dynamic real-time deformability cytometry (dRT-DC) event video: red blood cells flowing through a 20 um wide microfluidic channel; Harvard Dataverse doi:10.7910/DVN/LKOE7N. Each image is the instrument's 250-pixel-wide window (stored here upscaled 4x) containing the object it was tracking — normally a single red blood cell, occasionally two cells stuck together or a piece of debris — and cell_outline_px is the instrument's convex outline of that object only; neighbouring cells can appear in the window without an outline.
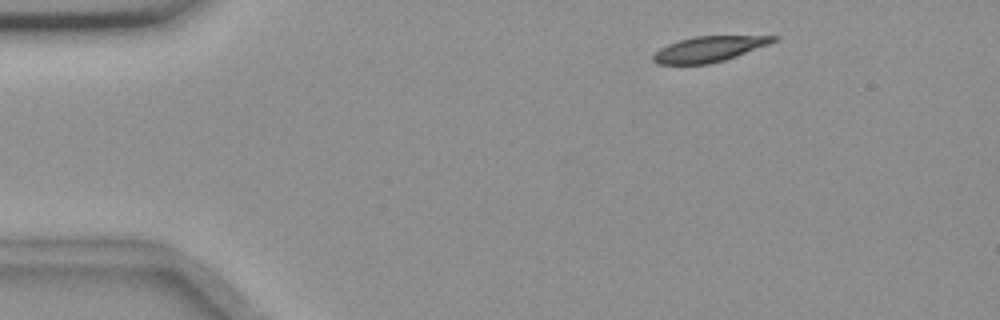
{"species": "common noctule bat (a hibernating species)", "species_latin": "Nyctalus noctula", "temperature_condition": "room temperature", "stored_images_in_passage": 51, "camera_frame_rate_fps": 3000, "um_per_image_px": 0.085, "animal": {"sex": "female", "body_mass_g": 18.4}, "frame": {"image": 1, "passage_image": 4, "time_ms": 1.0, "image_size_px": [1000, 320], "cell_outline_px": [[780, 36], [776, 40], [768, 44], [724, 60], [708, 64], [660, 64], [652, 60], [652, 56], [660, 48], [668, 44], [680, 40], [696, 36]], "centroid_in_image_um": [60.23, 4.17], "position_along_channel_um": 24.8, "area_um2": 17.46}}
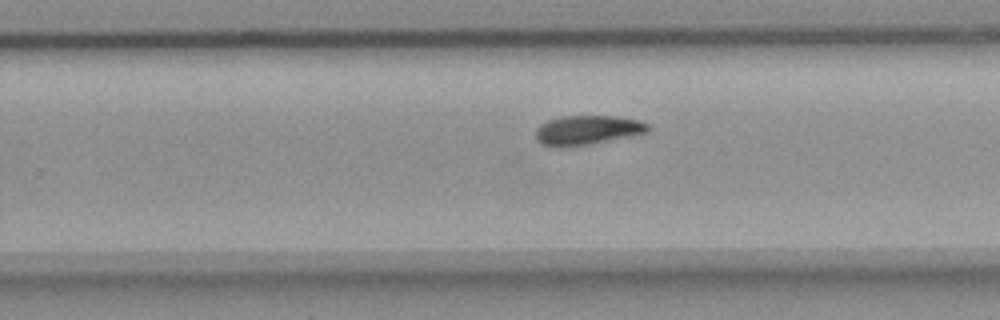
{"frame": {"image": 2, "passage_image": 31, "time_ms": 10.0, "image_size_px": [1000, 320], "cell_outline_px": [[652, 128], [648, 132], [632, 136], [592, 144], [564, 148], [556, 148], [540, 144], [536, 140], [536, 128], [540, 124], [548, 120], [560, 116], [616, 116], [640, 120], [648, 124]], "centroid_in_image_um": [49.91, 11.07], "position_along_channel_um": 279.9, "area_um2": 19.77}}
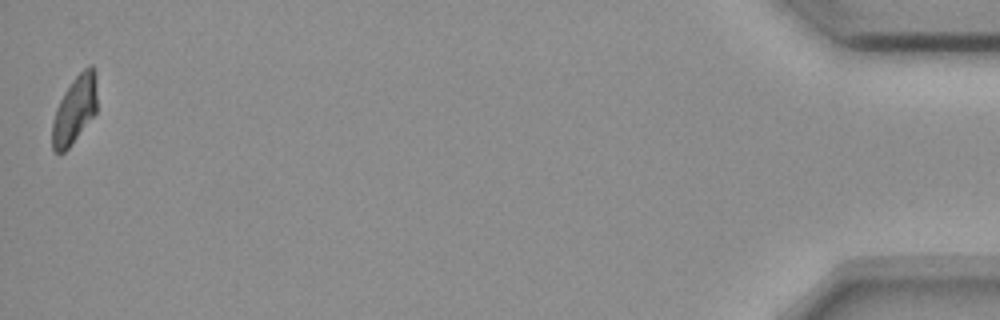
{"frame": {"image": 3, "passage_image": 51, "time_ms": 16.667, "image_size_px": [1000, 320], "cell_outline_px": [[96, 112], [68, 148], [60, 156], [52, 148], [52, 120], [56, 108], [64, 92], [72, 80], [88, 64], [92, 64], [96, 72]], "centroid_in_image_um": [6.33, 9.31], "position_along_channel_um": 428.9, "area_um2": 17.69}, "authors_computed_cell_mechanics": {"area_um2": 19.074, "velocity_mm_per_s": 3.6339, "shape_relaxation_time_tau1_ms": 3.5732, "shape_relaxation_time_tau2_ms": null, "deformation_change_tau1": 0.1322, "deformation_change_tau2": null}}